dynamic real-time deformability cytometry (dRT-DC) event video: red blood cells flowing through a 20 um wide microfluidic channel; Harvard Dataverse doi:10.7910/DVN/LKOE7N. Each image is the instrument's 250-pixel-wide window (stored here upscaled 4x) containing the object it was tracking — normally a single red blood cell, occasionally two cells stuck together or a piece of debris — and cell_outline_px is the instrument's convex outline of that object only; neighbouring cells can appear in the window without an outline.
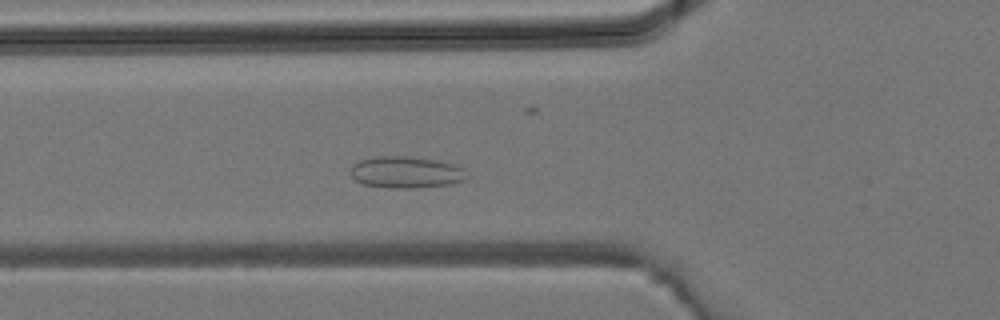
{"species": "common noctule bat (a hibernating species)", "species_latin": "Nyctalus noctula", "temperature_condition": "room temperature", "stored_images_in_passage": 35, "camera_frame_rate_fps": 3000, "um_per_image_px": 0.085, "animal": {"sex": "male", "body_mass_g": 19.2, "forearm_length_mm": 51.8}, "frame": {"image": 1, "passage_image": 9, "time_ms": 2.667, "image_size_px": [1000, 320], "cell_outline_px": [[468, 176], [464, 180], [448, 184], [412, 188], [392, 188], [364, 184], [356, 180], [348, 172], [352, 164], [360, 160], [380, 156], [408, 156], [436, 160], [452, 164], [464, 168]], "centroid_in_image_um": [34.49, 14.63], "position_along_channel_um": 91.3, "area_um2": 21.39}}
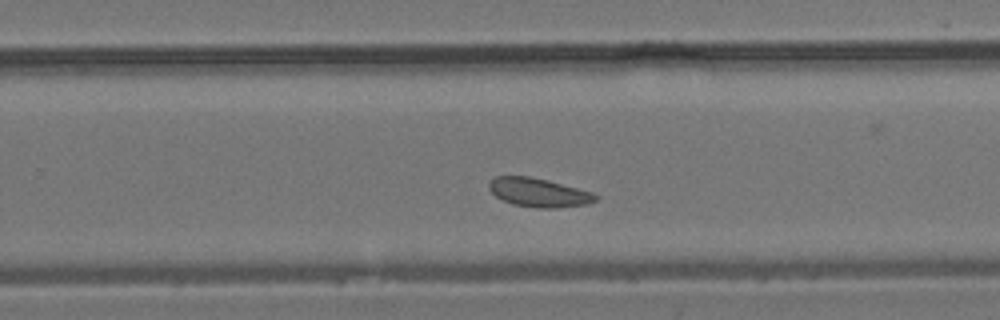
{"frame": {"image": 2, "passage_image": 20, "time_ms": 6.333, "image_size_px": [1000, 320], "cell_outline_px": [[600, 196], [596, 200], [588, 204], [556, 208], [536, 208], [512, 204], [496, 196], [488, 188], [488, 184], [496, 176], [528, 176], [548, 180], [592, 192]], "centroid_in_image_um": [45.81, 16.37], "position_along_channel_um": 284.0, "area_um2": 17.86}}
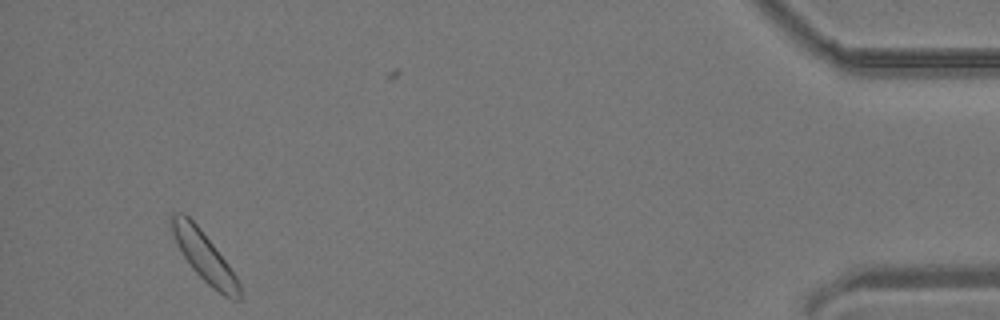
{"frame": {"image": 3, "passage_image": 32, "time_ms": 10.333, "image_size_px": [1000, 320], "cell_outline_px": [[240, 300], [232, 300], [224, 296], [212, 288], [192, 268], [184, 256], [172, 232], [168, 216], [172, 212], [184, 212], [200, 228], [228, 264], [236, 276], [240, 284]], "centroid_in_image_um": [17.35, 21.78], "position_along_channel_um": 417.9, "area_um2": 19.36}}